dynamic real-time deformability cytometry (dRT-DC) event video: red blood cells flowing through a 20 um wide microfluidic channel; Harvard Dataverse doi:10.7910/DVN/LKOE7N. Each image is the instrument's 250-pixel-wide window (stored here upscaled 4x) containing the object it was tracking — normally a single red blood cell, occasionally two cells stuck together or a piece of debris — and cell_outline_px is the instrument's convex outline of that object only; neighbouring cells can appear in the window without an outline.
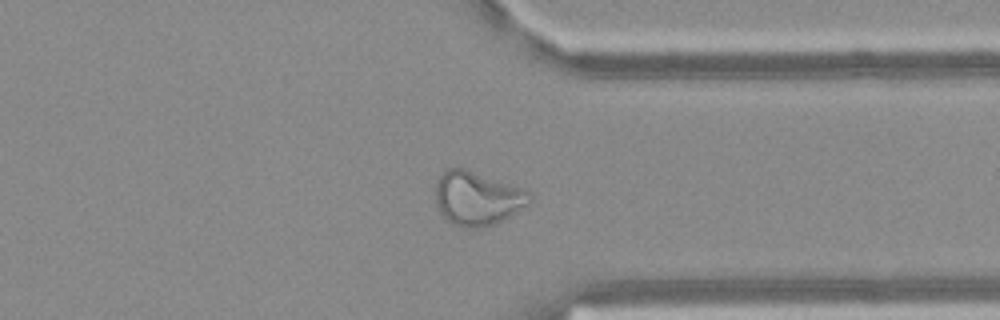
{"species": "Egyptian fruit bat (a non-hibernating species)", "species_latin": "Rousettus aegyptiacus", "temperature_condition": "warm", "stored_images_in_passage": 50, "camera_frame_rate_fps": 3000, "um_per_image_px": 0.085, "frame": {"image": 1, "passage_image": 41, "time_ms": 13.333, "image_size_px": [1000, 320], "cell_outline_px": [[532, 200], [528, 204], [508, 216], [484, 228], [464, 228], [452, 224], [440, 212], [436, 204], [436, 184], [440, 176], [448, 168], [464, 168], [532, 192]], "centroid_in_image_um": [40.55, 16.87], "position_along_channel_um": 370.8, "area_um2": 29.13}}
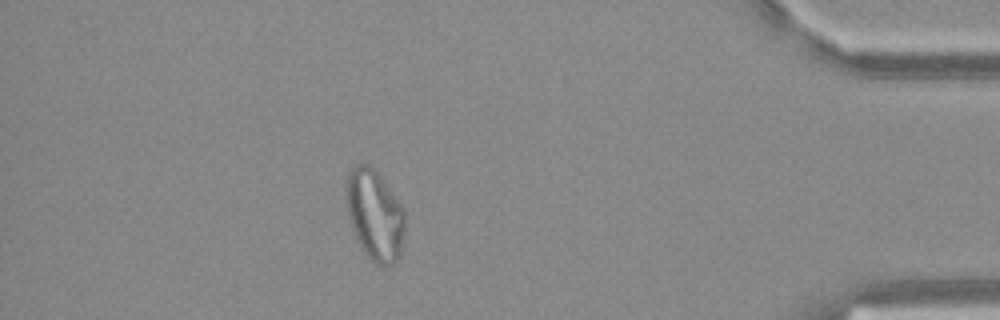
{"frame": {"image": 2, "passage_image": 47, "time_ms": 15.333, "image_size_px": [1000, 320], "cell_outline_px": [[404, 232], [400, 256], [392, 264], [384, 268], [376, 264], [364, 252], [352, 228], [348, 216], [344, 196], [344, 184], [348, 172], [356, 164], [368, 164], [376, 168], [404, 208]], "centroid_in_image_um": [31.83, 18.22], "position_along_channel_um": 403.4, "area_um2": 31.67}}